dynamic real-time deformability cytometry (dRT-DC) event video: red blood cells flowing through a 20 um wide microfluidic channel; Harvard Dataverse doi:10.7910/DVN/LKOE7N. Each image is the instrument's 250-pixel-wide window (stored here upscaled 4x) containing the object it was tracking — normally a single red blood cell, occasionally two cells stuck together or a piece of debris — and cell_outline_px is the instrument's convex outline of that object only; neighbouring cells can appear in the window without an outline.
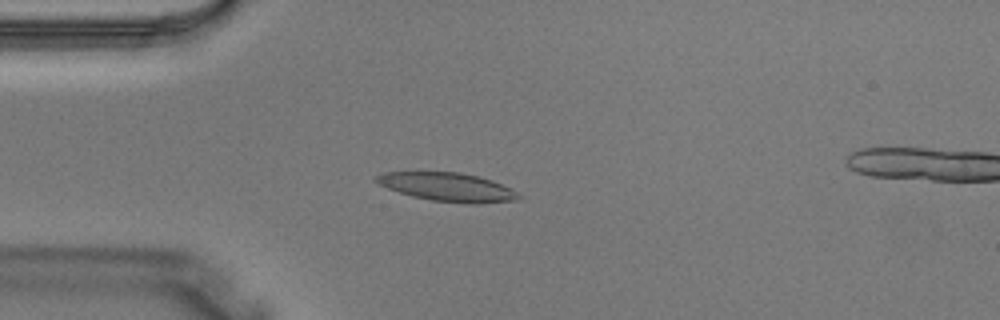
{"species": "Egyptian fruit bat (a non-hibernating species)", "species_latin": "Rousettus aegyptiacus", "temperature_condition": "warm", "stored_images_in_passage": 4, "camera_frame_rate_fps": 3000, "um_per_image_px": 0.085, "animal": {"sex": "male"}, "frame": {"image": 1, "passage_image": 3, "time_ms": 0.667, "image_size_px": [1000, 320], "cell_outline_px": [[524, 196], [516, 200], [476, 204], [468, 204], [432, 200], [412, 196], [388, 188], [372, 180], [372, 176], [384, 172], [460, 172], [492, 180], [512, 188]], "centroid_in_image_um": [38.06, 15.9], "position_along_channel_um": 46.9, "area_um2": 23.87}}